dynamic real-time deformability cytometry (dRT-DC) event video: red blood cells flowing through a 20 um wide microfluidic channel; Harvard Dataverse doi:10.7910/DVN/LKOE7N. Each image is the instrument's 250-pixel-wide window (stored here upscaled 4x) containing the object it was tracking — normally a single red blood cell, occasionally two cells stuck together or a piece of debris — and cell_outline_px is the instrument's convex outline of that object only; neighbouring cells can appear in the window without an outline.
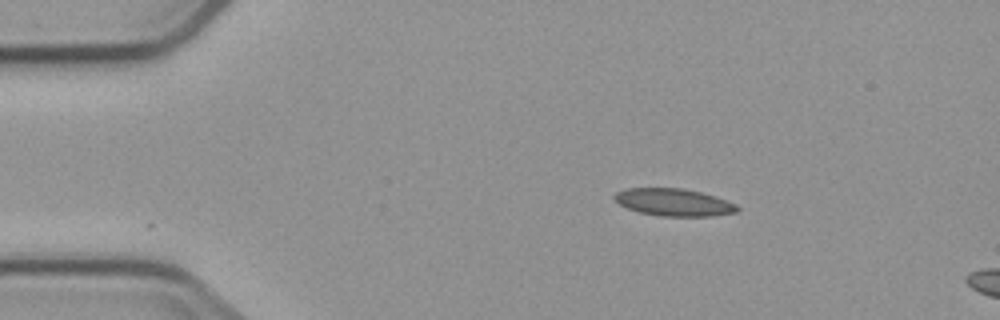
{"species": "common noctule bat (a hibernating species)", "species_latin": "Nyctalus noctula", "temperature_condition": "cold", "stored_images_in_passage": 4, "camera_frame_rate_fps": 3000, "um_per_image_px": 0.085, "animal": {"sex": "male", "body_mass_g": 23.1, "forearm_length_mm": 52.7}, "frame": {"image": 1, "passage_image": 2, "time_ms": 1.333, "image_size_px": [1000, 320], "cell_outline_px": [[740, 208], [736, 212], [712, 216], [660, 216], [640, 212], [628, 208], [620, 204], [612, 196], [616, 192], [624, 188], [684, 188], [716, 196], [728, 200], [736, 204]], "centroid_in_image_um": [57.29, 17.19], "position_along_channel_um": 27.7, "area_um2": 19.65}}